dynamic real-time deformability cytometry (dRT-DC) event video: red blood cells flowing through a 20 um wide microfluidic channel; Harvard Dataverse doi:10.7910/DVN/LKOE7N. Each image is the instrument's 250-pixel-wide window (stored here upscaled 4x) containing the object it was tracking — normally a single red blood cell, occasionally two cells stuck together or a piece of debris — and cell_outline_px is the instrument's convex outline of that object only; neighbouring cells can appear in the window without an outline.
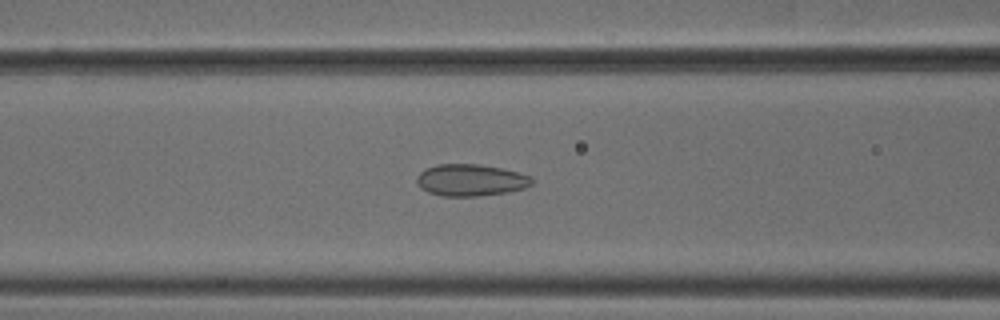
{"species": "common noctule bat (a hibernating species)", "species_latin": "Nyctalus noctula", "temperature_condition": "cold", "stored_images_in_passage": 52, "camera_frame_rate_fps": 3000, "um_per_image_px": 0.085, "animal": {"sex": "male", "body_mass_g": 18.8}, "frame": {"image": 1, "passage_image": 21, "time_ms": 6.667, "image_size_px": [1000, 320], "cell_outline_px": [[532, 184], [524, 188], [508, 192], [476, 196], [444, 196], [428, 192], [420, 188], [416, 180], [416, 176], [424, 168], [436, 164], [480, 164], [520, 172], [532, 176]], "centroid_in_image_um": [39.99, 15.3], "position_along_channel_um": 126.6, "area_um2": 21.5}}
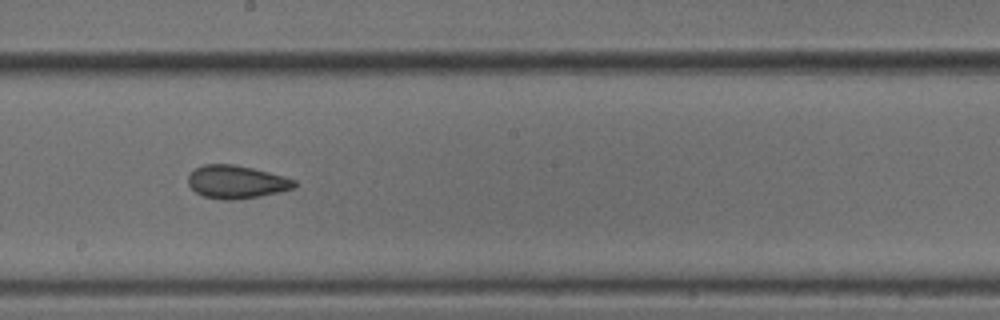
{"frame": {"image": 2, "passage_image": 29, "time_ms": 9.333, "image_size_px": [1000, 320], "cell_outline_px": [[296, 188], [280, 192], [260, 196], [236, 200], [220, 200], [204, 196], [196, 192], [188, 184], [188, 176], [196, 168], [204, 164], [232, 164], [252, 168], [284, 176], [296, 180]], "centroid_in_image_um": [20.12, 15.47], "position_along_channel_um": 228.1, "area_um2": 20.52}}
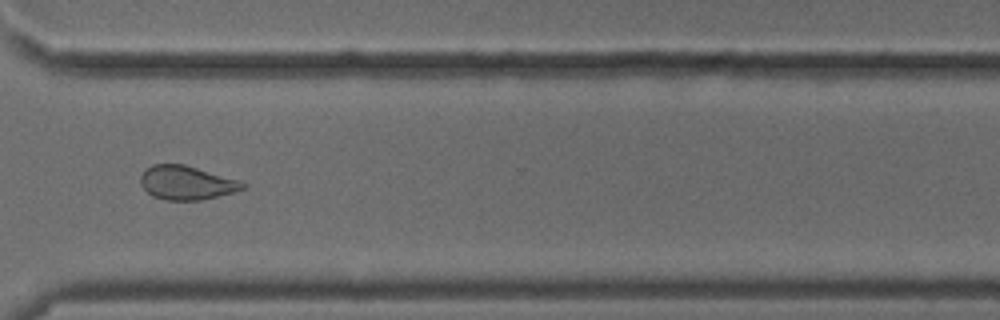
{"frame": {"image": 3, "passage_image": 39, "time_ms": 12.667, "image_size_px": [1000, 320], "cell_outline_px": [[248, 184], [244, 188], [232, 192], [200, 200], [164, 200], [152, 196], [140, 184], [140, 176], [152, 164], [184, 164], [240, 180]], "centroid_in_image_um": [15.85, 15.53], "position_along_channel_um": 354.7, "area_um2": 20.06}, "authors_computed_cell_mechanics": {"area_um2": 21.6172, "velocity_mm_per_s": 3.8028, "shape_relaxation_time_tau1_ms": null, "shape_relaxation_time_tau2_ms": 1.7133, "deformation_change_tau1": null, "deformation_change_tau2": 0.0837}}